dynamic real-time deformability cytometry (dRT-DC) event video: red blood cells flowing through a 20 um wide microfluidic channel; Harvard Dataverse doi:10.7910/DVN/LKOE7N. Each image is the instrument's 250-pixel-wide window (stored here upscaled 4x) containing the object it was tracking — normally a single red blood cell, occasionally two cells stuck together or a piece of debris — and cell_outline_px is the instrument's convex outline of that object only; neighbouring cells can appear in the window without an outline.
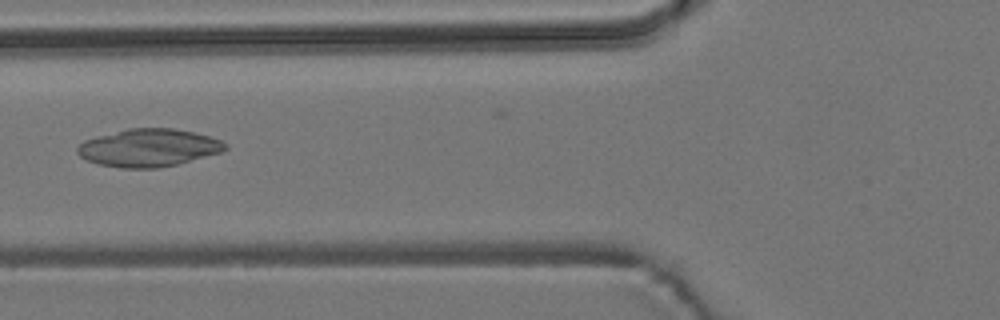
{"species": "common noctule bat (a hibernating species)", "species_latin": "Nyctalus noctula", "temperature_condition": "room temperature", "stored_images_in_passage": 55, "camera_frame_rate_fps": 3000, "um_per_image_px": 0.085, "animal": {"sex": "male", "body_mass_g": 19.2, "forearm_length_mm": 51.8}, "frame": {"image": 1, "passage_image": 21, "time_ms": 6.667, "image_size_px": [1000, 320], "cell_outline_px": [[228, 148], [220, 152], [176, 164], [156, 168], [120, 168], [100, 164], [88, 160], [80, 156], [76, 152], [76, 148], [84, 140], [128, 128], [172, 128], [192, 132], [208, 136], [220, 140], [228, 144]], "centroid_in_image_um": [12.62, 12.56], "position_along_channel_um": 113.2, "area_um2": 32.14}}
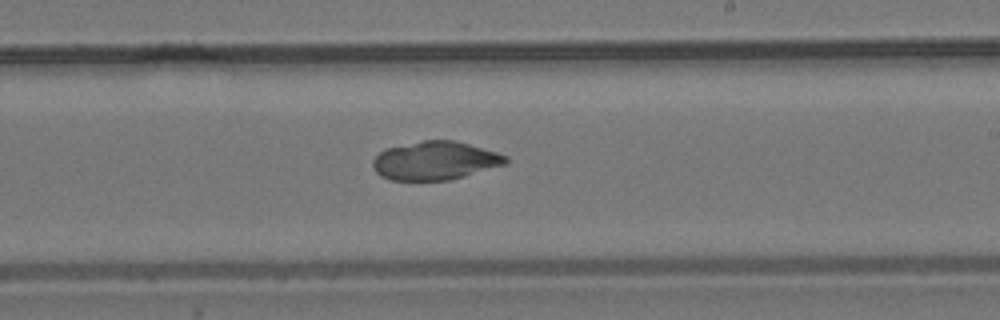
{"frame": {"image": 2, "passage_image": 32, "time_ms": 10.333, "image_size_px": [1000, 320], "cell_outline_px": [[508, 164], [464, 176], [448, 180], [392, 180], [380, 176], [376, 172], [372, 164], [372, 160], [384, 148], [424, 140], [456, 140], [496, 152], [508, 156]], "centroid_in_image_um": [36.99, 13.65], "position_along_channel_um": 252.0, "area_um2": 29.88}}
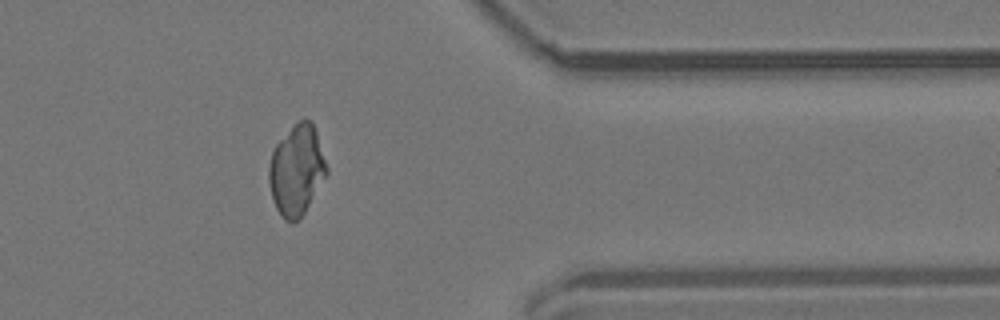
{"frame": {"image": 3, "passage_image": 44, "time_ms": 14.333, "image_size_px": [1000, 320], "cell_outline_px": [[328, 172], [304, 212], [292, 224], [284, 220], [280, 216], [276, 208], [272, 196], [268, 180], [268, 168], [272, 152], [276, 144], [300, 120], [312, 120], [328, 168]], "centroid_in_image_um": [25.2, 14.49], "position_along_channel_um": 386.2, "area_um2": 29.88}}